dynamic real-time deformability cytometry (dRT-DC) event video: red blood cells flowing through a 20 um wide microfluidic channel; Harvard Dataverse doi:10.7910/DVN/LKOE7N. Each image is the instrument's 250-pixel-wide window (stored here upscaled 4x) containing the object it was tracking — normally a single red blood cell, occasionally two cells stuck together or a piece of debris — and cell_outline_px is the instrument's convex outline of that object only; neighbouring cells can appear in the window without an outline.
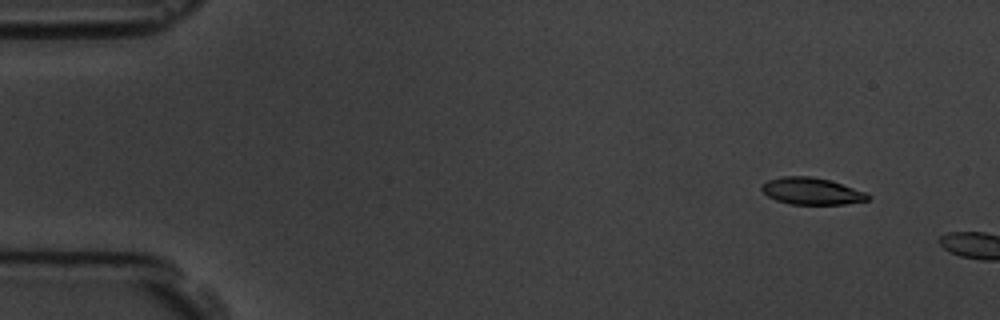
{"species": "common noctule bat (a hibernating species)", "species_latin": "Nyctalus noctula", "temperature_condition": "room temperature", "stored_images_in_passage": 2, "camera_frame_rate_fps": 3000, "um_per_image_px": 0.085, "animal": {"sex": "male", "body_mass_g": 19.5, "forearm_length_mm": 54.6}, "frame": {"image": 1, "passage_image": 1, "time_ms": 0.0, "image_size_px": [1000, 320], "cell_outline_px": [[872, 196], [868, 200], [844, 204], [788, 204], [776, 200], [768, 196], [760, 188], [768, 180], [784, 176], [808, 176], [828, 180], [868, 192]], "centroid_in_image_um": [69.02, 16.25], "position_along_channel_um": 16.0, "area_um2": 16.53}}